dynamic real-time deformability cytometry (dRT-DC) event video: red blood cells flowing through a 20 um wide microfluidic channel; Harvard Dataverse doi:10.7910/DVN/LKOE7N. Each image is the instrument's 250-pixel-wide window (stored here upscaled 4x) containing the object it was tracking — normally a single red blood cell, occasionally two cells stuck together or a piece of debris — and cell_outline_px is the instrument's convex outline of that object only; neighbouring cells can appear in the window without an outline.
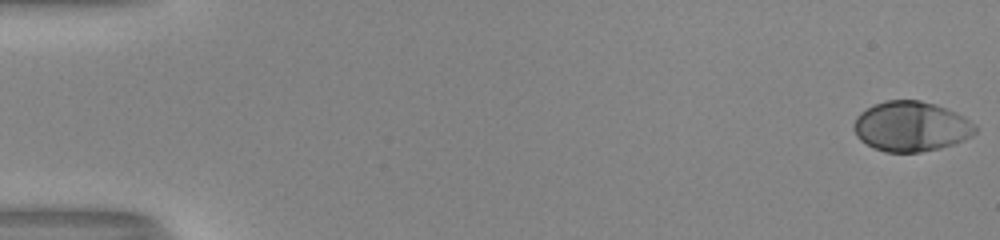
{"species": "human", "species_latin": "Homo sapiens", "temperature_condition": "room temperature", "stored_images_in_passage": 54, "camera_frame_rate_fps": 3000, "um_per_image_px": 0.085, "donor": {"sex": "male"}, "frame": {"image": 1, "passage_image": 1, "time_ms": 0.0, "image_size_px": [1000, 240], "cell_outline_px": [[976, 132], [972, 136], [956, 144], [940, 148], [920, 152], [884, 152], [860, 140], [856, 136], [852, 128], [852, 124], [856, 116], [860, 112], [872, 104], [884, 100], [920, 100], [936, 104], [956, 112], [964, 116], [976, 124]], "centroid_in_image_um": [77.44, 10.74], "position_along_channel_um": 7.6, "area_um2": 35.89}}
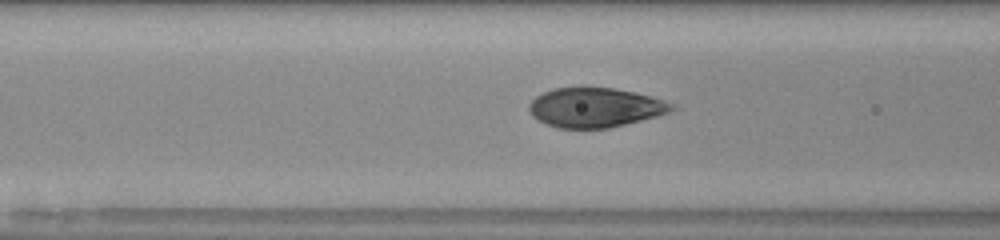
{"frame": {"image": 2, "passage_image": 23, "time_ms": 7.333, "image_size_px": [1000, 240], "cell_outline_px": [[676, 108], [660, 116], [608, 128], [556, 128], [544, 124], [532, 116], [528, 108], [528, 104], [536, 96], [552, 88], [584, 84], [612, 88], [636, 92], [652, 96], [676, 104]], "centroid_in_image_um": [50.57, 9.1], "position_along_channel_um": 116.0, "area_um2": 33.93}}
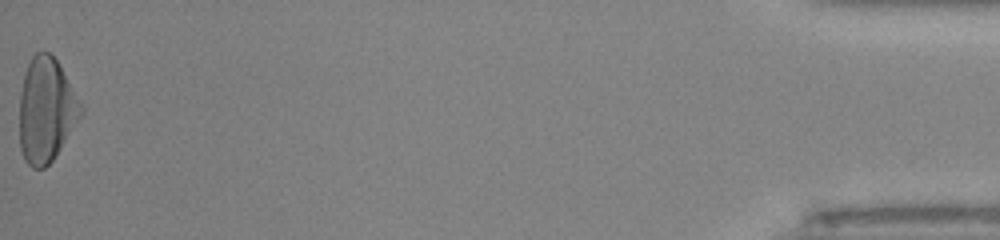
{"frame": {"image": 3, "passage_image": 54, "time_ms": 17.667, "image_size_px": [1000, 240], "cell_outline_px": [[84, 112], [52, 160], [44, 168], [32, 168], [24, 160], [20, 148], [20, 92], [24, 76], [28, 64], [32, 56], [36, 52], [48, 52], [56, 60], [84, 108]], "centroid_in_image_um": [3.91, 9.37], "position_along_channel_um": 431.3, "area_um2": 36.93}, "authors_computed_cell_mechanics": {"area_um2": 34.3043, "velocity_mm_per_s": 4.0039, "shape_relaxation_time_tau1_ms": 3.9782, "shape_relaxation_time_tau2_ms": null, "deformation_change_tau1": 0.2157, "deformation_change_tau2": null}}